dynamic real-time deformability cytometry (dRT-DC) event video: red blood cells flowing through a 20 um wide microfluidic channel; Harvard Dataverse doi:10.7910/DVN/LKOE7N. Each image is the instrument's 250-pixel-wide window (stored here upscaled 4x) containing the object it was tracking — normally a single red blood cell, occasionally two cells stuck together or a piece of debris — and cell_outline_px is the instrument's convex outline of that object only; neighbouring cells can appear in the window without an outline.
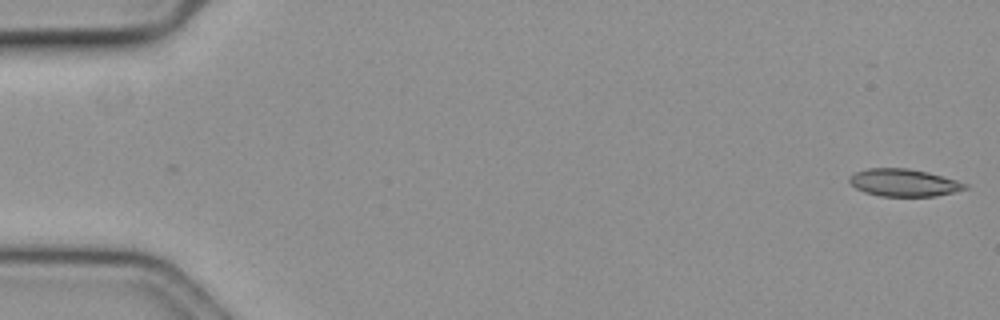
{"species": "common noctule bat (a hibernating species)", "species_latin": "Nyctalus noctula", "temperature_condition": "cold", "stored_images_in_passage": 58, "camera_frame_rate_fps": 3000, "um_per_image_px": 0.085, "animal": {"sex": "female", "body_mass_g": 19.3, "forearm_length_mm": 54.1}, "frame": {"image": 1, "passage_image": 1, "time_ms": 0.0, "image_size_px": [1000, 320], "cell_outline_px": [[968, 188], [936, 196], [880, 196], [864, 192], [856, 188], [848, 180], [848, 176], [856, 172], [868, 168], [908, 168], [928, 172], [956, 180], [968, 184]], "centroid_in_image_um": [76.8, 15.52], "position_along_channel_um": 8.2, "area_um2": 18.44}}
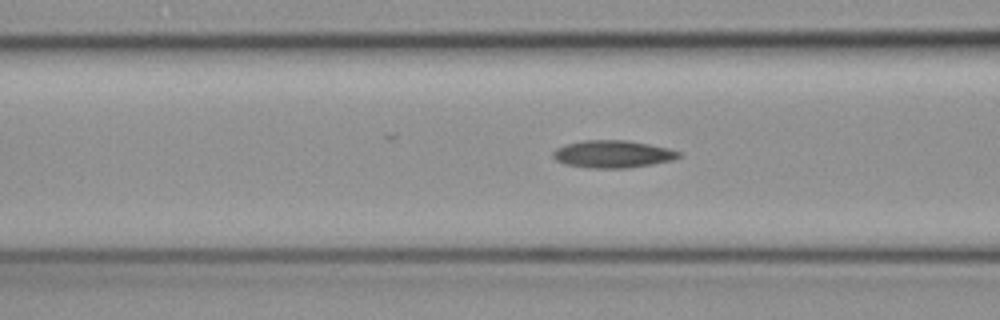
{"frame": {"image": 2, "passage_image": 23, "time_ms": 7.333, "image_size_px": [1000, 320], "cell_outline_px": [[684, 156], [672, 160], [652, 164], [628, 168], [588, 168], [564, 164], [556, 160], [552, 156], [552, 152], [556, 148], [568, 144], [584, 140], [628, 140], [668, 148], [680, 152]], "centroid_in_image_um": [52.09, 13.1], "position_along_channel_um": 114.5, "area_um2": 20.17}}
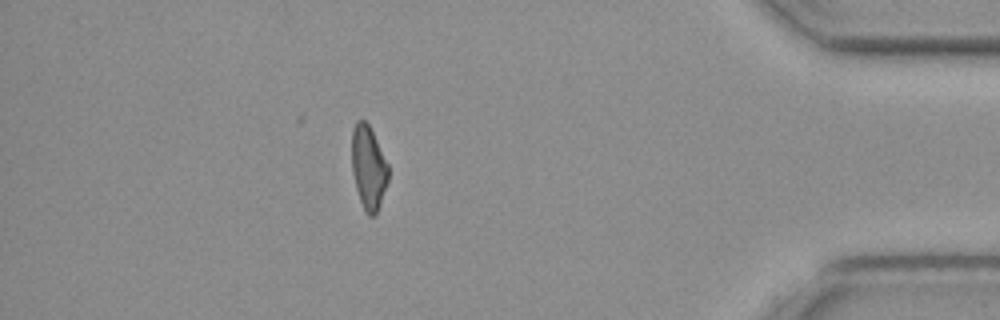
{"frame": {"image": 3, "passage_image": 51, "time_ms": 16.667, "image_size_px": [1000, 320], "cell_outline_px": [[388, 180], [376, 216], [368, 216], [360, 200], [356, 188], [352, 172], [352, 128], [356, 120], [364, 120], [368, 124], [388, 164]], "centroid_in_image_um": [31.31, 14.25], "position_along_channel_um": 403.9, "area_um2": 17.63}, "authors_computed_cell_mechanics": {"area_um2": 19.0162, "velocity_mm_per_s": 3.5954, "shape_relaxation_time_tau1_ms": null, "shape_relaxation_time_tau2_ms": 7.5615, "deformation_change_tau1": null, "deformation_change_tau2": 0.1406}}